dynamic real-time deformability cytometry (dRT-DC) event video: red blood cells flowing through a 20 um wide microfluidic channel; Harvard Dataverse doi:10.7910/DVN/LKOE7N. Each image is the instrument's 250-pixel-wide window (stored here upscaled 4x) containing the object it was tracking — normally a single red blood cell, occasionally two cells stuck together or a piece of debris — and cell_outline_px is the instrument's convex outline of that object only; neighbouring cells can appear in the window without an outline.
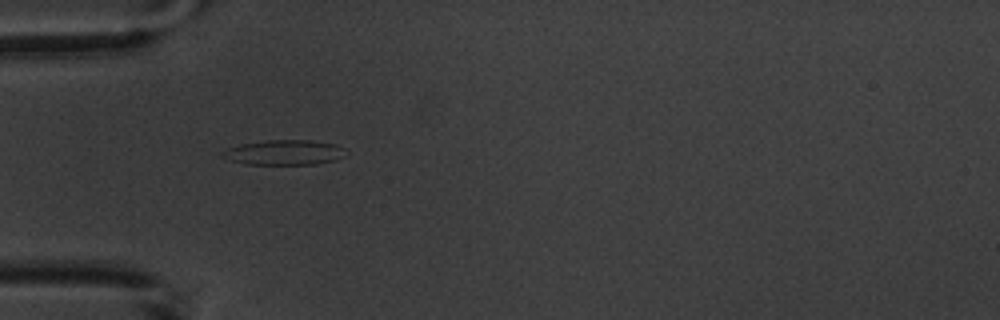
{"species": "common noctule bat (a hibernating species)", "species_latin": "Nyctalus noctula", "temperature_condition": "warm", "stored_images_in_passage": 2, "camera_frame_rate_fps": 3000, "um_per_image_px": 0.085, "animal": {"sex": "male", "body_mass_g": 20.1, "forearm_length_mm": 53.5}, "frame": {"image": 1, "passage_image": 2, "time_ms": 1.333, "image_size_px": [1000, 320], "cell_outline_px": [[348, 156], [336, 160], [316, 164], [244, 164], [220, 156], [220, 152], [228, 148], [240, 144], [268, 140], [308, 140], [336, 144], [344, 148], [348, 152]], "centroid_in_image_um": [24.21, 12.96], "position_along_channel_um": 60.8, "area_um2": 18.15}}